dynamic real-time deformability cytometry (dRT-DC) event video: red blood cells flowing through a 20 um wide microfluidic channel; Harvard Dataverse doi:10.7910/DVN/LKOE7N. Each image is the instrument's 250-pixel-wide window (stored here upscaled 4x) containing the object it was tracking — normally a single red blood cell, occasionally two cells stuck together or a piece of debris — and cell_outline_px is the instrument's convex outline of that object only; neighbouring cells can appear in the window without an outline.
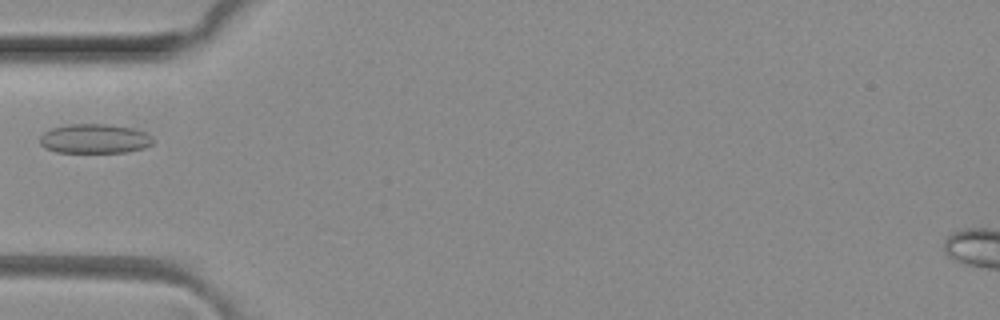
{"species": "common noctule bat (a hibernating species)", "species_latin": "Nyctalus noctula", "temperature_condition": "room temperature", "stored_images_in_passage": 5, "camera_frame_rate_fps": 3000, "um_per_image_px": 0.085, "animal": {"sex": "female", "body_mass_g": 29.2, "forearm_length_mm": 56.3}, "frame": {"image": 1, "passage_image": 5, "time_ms": 1.333, "image_size_px": [1000, 320], "cell_outline_px": [[152, 144], [144, 148], [128, 152], [56, 152], [44, 148], [40, 144], [40, 136], [44, 132], [52, 128], [68, 124], [108, 124], [132, 128], [144, 132], [152, 136]], "centroid_in_image_um": [8.02, 11.79], "position_along_channel_um": 77.0, "area_um2": 19.42}}